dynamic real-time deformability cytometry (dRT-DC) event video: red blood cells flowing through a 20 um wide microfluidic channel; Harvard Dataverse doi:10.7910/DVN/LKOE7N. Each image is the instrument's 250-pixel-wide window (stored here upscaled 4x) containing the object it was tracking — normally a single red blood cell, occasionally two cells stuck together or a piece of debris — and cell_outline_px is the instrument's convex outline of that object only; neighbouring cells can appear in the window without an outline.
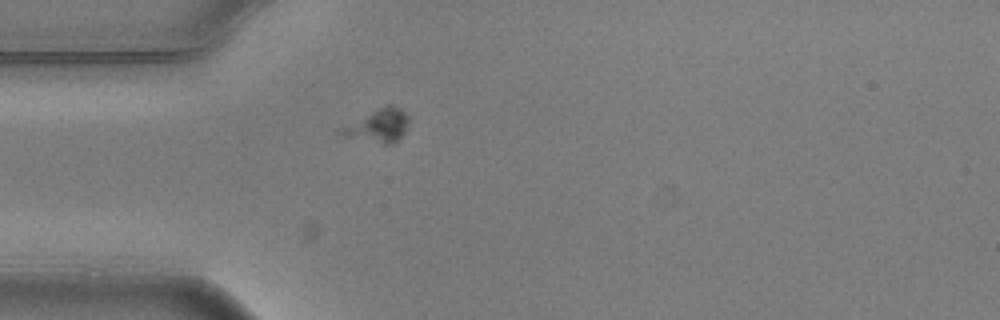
{"species": "common noctule bat (a hibernating species)", "species_latin": "Nyctalus noctula", "temperature_condition": "warm", "stored_images_in_passage": 1, "camera_frame_rate_fps": 3000, "um_per_image_px": 0.085, "animal": {"sex": "male", "body_mass_g": 20.5, "forearm_length_mm": 52.5}, "frame": {"image": 1, "passage_image": 1, "time_ms": 0.0, "image_size_px": [1000, 320], "cell_outline_px": [[408, 124], [404, 132], [392, 144], [384, 144], [344, 136], [336, 132], [372, 112], [388, 104], [392, 104], [404, 112], [408, 116]], "centroid_in_image_um": [32.19, 10.7], "position_along_channel_um": 52.8, "area_um2": 12.31}}